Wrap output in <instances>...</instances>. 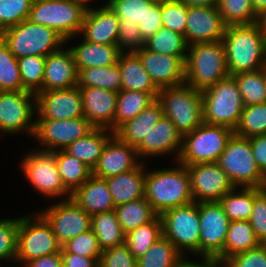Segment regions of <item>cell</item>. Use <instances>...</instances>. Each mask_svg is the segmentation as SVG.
I'll use <instances>...</instances> for the list:
<instances>
[{
    "mask_svg": "<svg viewBox=\"0 0 266 267\" xmlns=\"http://www.w3.org/2000/svg\"><path fill=\"white\" fill-rule=\"evenodd\" d=\"M222 41L229 76L262 69L266 61V33L259 22L227 26Z\"/></svg>",
    "mask_w": 266,
    "mask_h": 267,
    "instance_id": "6da1fadb",
    "label": "cell"
},
{
    "mask_svg": "<svg viewBox=\"0 0 266 267\" xmlns=\"http://www.w3.org/2000/svg\"><path fill=\"white\" fill-rule=\"evenodd\" d=\"M176 163L177 168L146 171L144 197L158 215L194 202L187 168Z\"/></svg>",
    "mask_w": 266,
    "mask_h": 267,
    "instance_id": "7a4b0ae2",
    "label": "cell"
},
{
    "mask_svg": "<svg viewBox=\"0 0 266 267\" xmlns=\"http://www.w3.org/2000/svg\"><path fill=\"white\" fill-rule=\"evenodd\" d=\"M185 83L204 91L229 76L223 41L195 43L188 46Z\"/></svg>",
    "mask_w": 266,
    "mask_h": 267,
    "instance_id": "3957f363",
    "label": "cell"
},
{
    "mask_svg": "<svg viewBox=\"0 0 266 267\" xmlns=\"http://www.w3.org/2000/svg\"><path fill=\"white\" fill-rule=\"evenodd\" d=\"M157 100L168 117L183 135L203 123V94L186 83L159 89Z\"/></svg>",
    "mask_w": 266,
    "mask_h": 267,
    "instance_id": "277c9868",
    "label": "cell"
},
{
    "mask_svg": "<svg viewBox=\"0 0 266 267\" xmlns=\"http://www.w3.org/2000/svg\"><path fill=\"white\" fill-rule=\"evenodd\" d=\"M88 7L79 0H33L28 20L54 29L70 42L79 36Z\"/></svg>",
    "mask_w": 266,
    "mask_h": 267,
    "instance_id": "5b68a950",
    "label": "cell"
},
{
    "mask_svg": "<svg viewBox=\"0 0 266 267\" xmlns=\"http://www.w3.org/2000/svg\"><path fill=\"white\" fill-rule=\"evenodd\" d=\"M0 37L17 59L32 55L47 56L66 42L54 29L28 19L1 31Z\"/></svg>",
    "mask_w": 266,
    "mask_h": 267,
    "instance_id": "8992f818",
    "label": "cell"
},
{
    "mask_svg": "<svg viewBox=\"0 0 266 267\" xmlns=\"http://www.w3.org/2000/svg\"><path fill=\"white\" fill-rule=\"evenodd\" d=\"M216 163L236 188H266V176L256 164L249 138L233 134Z\"/></svg>",
    "mask_w": 266,
    "mask_h": 267,
    "instance_id": "52a82bcc",
    "label": "cell"
},
{
    "mask_svg": "<svg viewBox=\"0 0 266 267\" xmlns=\"http://www.w3.org/2000/svg\"><path fill=\"white\" fill-rule=\"evenodd\" d=\"M233 134L234 130L230 127L202 123L192 132L183 135L177 162L185 166L216 163Z\"/></svg>",
    "mask_w": 266,
    "mask_h": 267,
    "instance_id": "ba28073f",
    "label": "cell"
},
{
    "mask_svg": "<svg viewBox=\"0 0 266 267\" xmlns=\"http://www.w3.org/2000/svg\"><path fill=\"white\" fill-rule=\"evenodd\" d=\"M203 94V123L235 129L243 111V98L232 76L206 88Z\"/></svg>",
    "mask_w": 266,
    "mask_h": 267,
    "instance_id": "9c48e42d",
    "label": "cell"
},
{
    "mask_svg": "<svg viewBox=\"0 0 266 267\" xmlns=\"http://www.w3.org/2000/svg\"><path fill=\"white\" fill-rule=\"evenodd\" d=\"M50 224L38 212L19 218L15 263L26 265L31 260L61 252Z\"/></svg>",
    "mask_w": 266,
    "mask_h": 267,
    "instance_id": "30bf717a",
    "label": "cell"
},
{
    "mask_svg": "<svg viewBox=\"0 0 266 267\" xmlns=\"http://www.w3.org/2000/svg\"><path fill=\"white\" fill-rule=\"evenodd\" d=\"M163 235L184 255H199V203L170 208L160 215ZM185 250V251H184ZM185 252V253H184Z\"/></svg>",
    "mask_w": 266,
    "mask_h": 267,
    "instance_id": "8fae6325",
    "label": "cell"
},
{
    "mask_svg": "<svg viewBox=\"0 0 266 267\" xmlns=\"http://www.w3.org/2000/svg\"><path fill=\"white\" fill-rule=\"evenodd\" d=\"M25 178L38 192L48 197L71 198V193L64 187L58 168L56 157L52 152L32 150L24 157L21 163Z\"/></svg>",
    "mask_w": 266,
    "mask_h": 267,
    "instance_id": "7c38bea8",
    "label": "cell"
},
{
    "mask_svg": "<svg viewBox=\"0 0 266 267\" xmlns=\"http://www.w3.org/2000/svg\"><path fill=\"white\" fill-rule=\"evenodd\" d=\"M36 97L30 91H3L0 94V132L34 135ZM34 120V121H33Z\"/></svg>",
    "mask_w": 266,
    "mask_h": 267,
    "instance_id": "4fadbf2b",
    "label": "cell"
},
{
    "mask_svg": "<svg viewBox=\"0 0 266 267\" xmlns=\"http://www.w3.org/2000/svg\"><path fill=\"white\" fill-rule=\"evenodd\" d=\"M94 128L85 117L68 120L36 119L33 137L44 145L45 149L42 148L40 151L53 152L64 150Z\"/></svg>",
    "mask_w": 266,
    "mask_h": 267,
    "instance_id": "5bb4252c",
    "label": "cell"
},
{
    "mask_svg": "<svg viewBox=\"0 0 266 267\" xmlns=\"http://www.w3.org/2000/svg\"><path fill=\"white\" fill-rule=\"evenodd\" d=\"M230 220L219 202H199V255L215 259L224 248Z\"/></svg>",
    "mask_w": 266,
    "mask_h": 267,
    "instance_id": "9a60e30c",
    "label": "cell"
},
{
    "mask_svg": "<svg viewBox=\"0 0 266 267\" xmlns=\"http://www.w3.org/2000/svg\"><path fill=\"white\" fill-rule=\"evenodd\" d=\"M39 213L50 224L61 246L73 237L91 230V215L68 197Z\"/></svg>",
    "mask_w": 266,
    "mask_h": 267,
    "instance_id": "2e32d148",
    "label": "cell"
},
{
    "mask_svg": "<svg viewBox=\"0 0 266 267\" xmlns=\"http://www.w3.org/2000/svg\"><path fill=\"white\" fill-rule=\"evenodd\" d=\"M186 168L194 202H218L235 188L217 163H198Z\"/></svg>",
    "mask_w": 266,
    "mask_h": 267,
    "instance_id": "e0dca14e",
    "label": "cell"
},
{
    "mask_svg": "<svg viewBox=\"0 0 266 267\" xmlns=\"http://www.w3.org/2000/svg\"><path fill=\"white\" fill-rule=\"evenodd\" d=\"M35 97L36 119L68 120L84 117L82 95L77 86L38 92Z\"/></svg>",
    "mask_w": 266,
    "mask_h": 267,
    "instance_id": "ac0fdd59",
    "label": "cell"
},
{
    "mask_svg": "<svg viewBox=\"0 0 266 267\" xmlns=\"http://www.w3.org/2000/svg\"><path fill=\"white\" fill-rule=\"evenodd\" d=\"M135 53L158 89L185 83L186 56L159 54L151 52L145 47L138 49Z\"/></svg>",
    "mask_w": 266,
    "mask_h": 267,
    "instance_id": "d6986e66",
    "label": "cell"
},
{
    "mask_svg": "<svg viewBox=\"0 0 266 267\" xmlns=\"http://www.w3.org/2000/svg\"><path fill=\"white\" fill-rule=\"evenodd\" d=\"M227 25L217 7H188L185 40L195 43L222 41Z\"/></svg>",
    "mask_w": 266,
    "mask_h": 267,
    "instance_id": "ffe728a7",
    "label": "cell"
},
{
    "mask_svg": "<svg viewBox=\"0 0 266 267\" xmlns=\"http://www.w3.org/2000/svg\"><path fill=\"white\" fill-rule=\"evenodd\" d=\"M135 147L121 141L115 134L107 141L92 175L109 178L137 168L140 162Z\"/></svg>",
    "mask_w": 266,
    "mask_h": 267,
    "instance_id": "44dd1931",
    "label": "cell"
},
{
    "mask_svg": "<svg viewBox=\"0 0 266 267\" xmlns=\"http://www.w3.org/2000/svg\"><path fill=\"white\" fill-rule=\"evenodd\" d=\"M82 95L84 117L95 127L114 132L118 93L98 87L79 88Z\"/></svg>",
    "mask_w": 266,
    "mask_h": 267,
    "instance_id": "7402d4cb",
    "label": "cell"
},
{
    "mask_svg": "<svg viewBox=\"0 0 266 267\" xmlns=\"http://www.w3.org/2000/svg\"><path fill=\"white\" fill-rule=\"evenodd\" d=\"M182 140L183 136L177 127L168 117L163 116L136 147L138 157L141 159L175 153L177 161L182 148Z\"/></svg>",
    "mask_w": 266,
    "mask_h": 267,
    "instance_id": "603a6c76",
    "label": "cell"
},
{
    "mask_svg": "<svg viewBox=\"0 0 266 267\" xmlns=\"http://www.w3.org/2000/svg\"><path fill=\"white\" fill-rule=\"evenodd\" d=\"M119 18L107 5L98 9L87 8L79 35L98 44L118 45Z\"/></svg>",
    "mask_w": 266,
    "mask_h": 267,
    "instance_id": "cb8c5ba5",
    "label": "cell"
},
{
    "mask_svg": "<svg viewBox=\"0 0 266 267\" xmlns=\"http://www.w3.org/2000/svg\"><path fill=\"white\" fill-rule=\"evenodd\" d=\"M77 82L78 70L70 47H61L46 56L43 91L73 88Z\"/></svg>",
    "mask_w": 266,
    "mask_h": 267,
    "instance_id": "d4e9b609",
    "label": "cell"
},
{
    "mask_svg": "<svg viewBox=\"0 0 266 267\" xmlns=\"http://www.w3.org/2000/svg\"><path fill=\"white\" fill-rule=\"evenodd\" d=\"M71 199L89 215L115 208L106 179L93 175L71 194Z\"/></svg>",
    "mask_w": 266,
    "mask_h": 267,
    "instance_id": "484cf974",
    "label": "cell"
},
{
    "mask_svg": "<svg viewBox=\"0 0 266 267\" xmlns=\"http://www.w3.org/2000/svg\"><path fill=\"white\" fill-rule=\"evenodd\" d=\"M118 66L121 73V90L146 92L157 99L159 89L143 68L142 62L135 52H122Z\"/></svg>",
    "mask_w": 266,
    "mask_h": 267,
    "instance_id": "4316f807",
    "label": "cell"
},
{
    "mask_svg": "<svg viewBox=\"0 0 266 267\" xmlns=\"http://www.w3.org/2000/svg\"><path fill=\"white\" fill-rule=\"evenodd\" d=\"M162 117V106L155 99L138 116L122 124L114 134L121 141L136 148Z\"/></svg>",
    "mask_w": 266,
    "mask_h": 267,
    "instance_id": "83f0119b",
    "label": "cell"
},
{
    "mask_svg": "<svg viewBox=\"0 0 266 267\" xmlns=\"http://www.w3.org/2000/svg\"><path fill=\"white\" fill-rule=\"evenodd\" d=\"M143 163L131 171L106 178L115 207L144 197L146 170Z\"/></svg>",
    "mask_w": 266,
    "mask_h": 267,
    "instance_id": "f1b7e54d",
    "label": "cell"
},
{
    "mask_svg": "<svg viewBox=\"0 0 266 267\" xmlns=\"http://www.w3.org/2000/svg\"><path fill=\"white\" fill-rule=\"evenodd\" d=\"M77 70L105 67L118 64L122 51L117 45L93 43L83 39L82 43L70 48Z\"/></svg>",
    "mask_w": 266,
    "mask_h": 267,
    "instance_id": "f546056e",
    "label": "cell"
},
{
    "mask_svg": "<svg viewBox=\"0 0 266 267\" xmlns=\"http://www.w3.org/2000/svg\"><path fill=\"white\" fill-rule=\"evenodd\" d=\"M113 135L114 132L110 129L94 128L85 137L79 138L68 145L64 151L93 169L107 141Z\"/></svg>",
    "mask_w": 266,
    "mask_h": 267,
    "instance_id": "4dcf8cb0",
    "label": "cell"
},
{
    "mask_svg": "<svg viewBox=\"0 0 266 267\" xmlns=\"http://www.w3.org/2000/svg\"><path fill=\"white\" fill-rule=\"evenodd\" d=\"M249 220L231 221L224 242L223 251L215 258L224 262L228 258L254 249L260 245Z\"/></svg>",
    "mask_w": 266,
    "mask_h": 267,
    "instance_id": "1f68e13d",
    "label": "cell"
},
{
    "mask_svg": "<svg viewBox=\"0 0 266 267\" xmlns=\"http://www.w3.org/2000/svg\"><path fill=\"white\" fill-rule=\"evenodd\" d=\"M91 230L102 251L125 243V233L114 210L91 215Z\"/></svg>",
    "mask_w": 266,
    "mask_h": 267,
    "instance_id": "d6a6232c",
    "label": "cell"
},
{
    "mask_svg": "<svg viewBox=\"0 0 266 267\" xmlns=\"http://www.w3.org/2000/svg\"><path fill=\"white\" fill-rule=\"evenodd\" d=\"M164 235L136 260L137 267H180L186 259Z\"/></svg>",
    "mask_w": 266,
    "mask_h": 267,
    "instance_id": "836d02e7",
    "label": "cell"
},
{
    "mask_svg": "<svg viewBox=\"0 0 266 267\" xmlns=\"http://www.w3.org/2000/svg\"><path fill=\"white\" fill-rule=\"evenodd\" d=\"M52 153L56 157L62 183L71 194L92 176V169L89 166L64 150H56Z\"/></svg>",
    "mask_w": 266,
    "mask_h": 267,
    "instance_id": "e575fe53",
    "label": "cell"
},
{
    "mask_svg": "<svg viewBox=\"0 0 266 267\" xmlns=\"http://www.w3.org/2000/svg\"><path fill=\"white\" fill-rule=\"evenodd\" d=\"M114 211L125 234L152 221L158 215L145 197L116 206Z\"/></svg>",
    "mask_w": 266,
    "mask_h": 267,
    "instance_id": "d590c367",
    "label": "cell"
},
{
    "mask_svg": "<svg viewBox=\"0 0 266 267\" xmlns=\"http://www.w3.org/2000/svg\"><path fill=\"white\" fill-rule=\"evenodd\" d=\"M155 99L146 92L120 90L114 116V132L124 123L138 116Z\"/></svg>",
    "mask_w": 266,
    "mask_h": 267,
    "instance_id": "8d00e7d4",
    "label": "cell"
},
{
    "mask_svg": "<svg viewBox=\"0 0 266 267\" xmlns=\"http://www.w3.org/2000/svg\"><path fill=\"white\" fill-rule=\"evenodd\" d=\"M77 87H98L118 93L121 90V73L118 64L79 70Z\"/></svg>",
    "mask_w": 266,
    "mask_h": 267,
    "instance_id": "74e56055",
    "label": "cell"
},
{
    "mask_svg": "<svg viewBox=\"0 0 266 267\" xmlns=\"http://www.w3.org/2000/svg\"><path fill=\"white\" fill-rule=\"evenodd\" d=\"M162 236V221L157 215L152 221L126 233L124 244L137 260Z\"/></svg>",
    "mask_w": 266,
    "mask_h": 267,
    "instance_id": "f35d334b",
    "label": "cell"
},
{
    "mask_svg": "<svg viewBox=\"0 0 266 267\" xmlns=\"http://www.w3.org/2000/svg\"><path fill=\"white\" fill-rule=\"evenodd\" d=\"M237 189L235 187L227 192L218 202L230 221L249 220L254 204V188Z\"/></svg>",
    "mask_w": 266,
    "mask_h": 267,
    "instance_id": "ab89813d",
    "label": "cell"
},
{
    "mask_svg": "<svg viewBox=\"0 0 266 267\" xmlns=\"http://www.w3.org/2000/svg\"><path fill=\"white\" fill-rule=\"evenodd\" d=\"M144 47L151 52L170 56H186L188 51L185 36L164 26L145 41Z\"/></svg>",
    "mask_w": 266,
    "mask_h": 267,
    "instance_id": "60d3db41",
    "label": "cell"
},
{
    "mask_svg": "<svg viewBox=\"0 0 266 267\" xmlns=\"http://www.w3.org/2000/svg\"><path fill=\"white\" fill-rule=\"evenodd\" d=\"M232 77L236 80L244 106L266 102V78L262 69Z\"/></svg>",
    "mask_w": 266,
    "mask_h": 267,
    "instance_id": "b9f144b4",
    "label": "cell"
},
{
    "mask_svg": "<svg viewBox=\"0 0 266 267\" xmlns=\"http://www.w3.org/2000/svg\"><path fill=\"white\" fill-rule=\"evenodd\" d=\"M234 134L244 138L266 134V102L244 106Z\"/></svg>",
    "mask_w": 266,
    "mask_h": 267,
    "instance_id": "7bdbcfd3",
    "label": "cell"
},
{
    "mask_svg": "<svg viewBox=\"0 0 266 267\" xmlns=\"http://www.w3.org/2000/svg\"><path fill=\"white\" fill-rule=\"evenodd\" d=\"M217 8L227 26L251 24L259 20L252 0H219Z\"/></svg>",
    "mask_w": 266,
    "mask_h": 267,
    "instance_id": "ee69618b",
    "label": "cell"
},
{
    "mask_svg": "<svg viewBox=\"0 0 266 267\" xmlns=\"http://www.w3.org/2000/svg\"><path fill=\"white\" fill-rule=\"evenodd\" d=\"M0 88L2 91H26L20 77L18 59L0 37Z\"/></svg>",
    "mask_w": 266,
    "mask_h": 267,
    "instance_id": "f6af8a7d",
    "label": "cell"
},
{
    "mask_svg": "<svg viewBox=\"0 0 266 267\" xmlns=\"http://www.w3.org/2000/svg\"><path fill=\"white\" fill-rule=\"evenodd\" d=\"M46 56H26L18 58L23 88L34 94L43 92V76Z\"/></svg>",
    "mask_w": 266,
    "mask_h": 267,
    "instance_id": "bcb514c9",
    "label": "cell"
},
{
    "mask_svg": "<svg viewBox=\"0 0 266 267\" xmlns=\"http://www.w3.org/2000/svg\"><path fill=\"white\" fill-rule=\"evenodd\" d=\"M154 2L152 0H108L107 5L119 18V23L138 24Z\"/></svg>",
    "mask_w": 266,
    "mask_h": 267,
    "instance_id": "7dc6e473",
    "label": "cell"
},
{
    "mask_svg": "<svg viewBox=\"0 0 266 267\" xmlns=\"http://www.w3.org/2000/svg\"><path fill=\"white\" fill-rule=\"evenodd\" d=\"M33 0H0V32L28 19Z\"/></svg>",
    "mask_w": 266,
    "mask_h": 267,
    "instance_id": "c3c4849f",
    "label": "cell"
},
{
    "mask_svg": "<svg viewBox=\"0 0 266 267\" xmlns=\"http://www.w3.org/2000/svg\"><path fill=\"white\" fill-rule=\"evenodd\" d=\"M188 6L180 0L161 3L162 25L185 36Z\"/></svg>",
    "mask_w": 266,
    "mask_h": 267,
    "instance_id": "681fc988",
    "label": "cell"
},
{
    "mask_svg": "<svg viewBox=\"0 0 266 267\" xmlns=\"http://www.w3.org/2000/svg\"><path fill=\"white\" fill-rule=\"evenodd\" d=\"M19 218L0 219V260L15 263Z\"/></svg>",
    "mask_w": 266,
    "mask_h": 267,
    "instance_id": "f907efd6",
    "label": "cell"
},
{
    "mask_svg": "<svg viewBox=\"0 0 266 267\" xmlns=\"http://www.w3.org/2000/svg\"><path fill=\"white\" fill-rule=\"evenodd\" d=\"M249 222L256 238L266 244V188H254V204Z\"/></svg>",
    "mask_w": 266,
    "mask_h": 267,
    "instance_id": "816d5d0a",
    "label": "cell"
},
{
    "mask_svg": "<svg viewBox=\"0 0 266 267\" xmlns=\"http://www.w3.org/2000/svg\"><path fill=\"white\" fill-rule=\"evenodd\" d=\"M62 247L68 253L84 257H101L102 254L97 237L92 230L73 237Z\"/></svg>",
    "mask_w": 266,
    "mask_h": 267,
    "instance_id": "f5cc1de1",
    "label": "cell"
},
{
    "mask_svg": "<svg viewBox=\"0 0 266 267\" xmlns=\"http://www.w3.org/2000/svg\"><path fill=\"white\" fill-rule=\"evenodd\" d=\"M99 267H137L129 248L122 244L102 251Z\"/></svg>",
    "mask_w": 266,
    "mask_h": 267,
    "instance_id": "db71d44e",
    "label": "cell"
},
{
    "mask_svg": "<svg viewBox=\"0 0 266 267\" xmlns=\"http://www.w3.org/2000/svg\"><path fill=\"white\" fill-rule=\"evenodd\" d=\"M224 267H266V244L236 254L223 262Z\"/></svg>",
    "mask_w": 266,
    "mask_h": 267,
    "instance_id": "11a10c76",
    "label": "cell"
},
{
    "mask_svg": "<svg viewBox=\"0 0 266 267\" xmlns=\"http://www.w3.org/2000/svg\"><path fill=\"white\" fill-rule=\"evenodd\" d=\"M117 46L122 52H135L145 46L138 24L119 23Z\"/></svg>",
    "mask_w": 266,
    "mask_h": 267,
    "instance_id": "9f6ffc18",
    "label": "cell"
},
{
    "mask_svg": "<svg viewBox=\"0 0 266 267\" xmlns=\"http://www.w3.org/2000/svg\"><path fill=\"white\" fill-rule=\"evenodd\" d=\"M162 26L161 3L154 2L146 9L145 16L138 23L144 41L154 35Z\"/></svg>",
    "mask_w": 266,
    "mask_h": 267,
    "instance_id": "6f0895ef",
    "label": "cell"
},
{
    "mask_svg": "<svg viewBox=\"0 0 266 267\" xmlns=\"http://www.w3.org/2000/svg\"><path fill=\"white\" fill-rule=\"evenodd\" d=\"M249 142L256 164L266 176V134L249 137Z\"/></svg>",
    "mask_w": 266,
    "mask_h": 267,
    "instance_id": "680465c9",
    "label": "cell"
},
{
    "mask_svg": "<svg viewBox=\"0 0 266 267\" xmlns=\"http://www.w3.org/2000/svg\"><path fill=\"white\" fill-rule=\"evenodd\" d=\"M62 267H99L101 257H84L61 248Z\"/></svg>",
    "mask_w": 266,
    "mask_h": 267,
    "instance_id": "91938a15",
    "label": "cell"
},
{
    "mask_svg": "<svg viewBox=\"0 0 266 267\" xmlns=\"http://www.w3.org/2000/svg\"><path fill=\"white\" fill-rule=\"evenodd\" d=\"M26 267H62L61 252L42 256L28 262Z\"/></svg>",
    "mask_w": 266,
    "mask_h": 267,
    "instance_id": "94428289",
    "label": "cell"
},
{
    "mask_svg": "<svg viewBox=\"0 0 266 267\" xmlns=\"http://www.w3.org/2000/svg\"><path fill=\"white\" fill-rule=\"evenodd\" d=\"M224 267L223 263L218 261L217 259H205L202 258L201 262L196 261H189L188 257L187 260L185 259L180 267Z\"/></svg>",
    "mask_w": 266,
    "mask_h": 267,
    "instance_id": "6125c7cd",
    "label": "cell"
},
{
    "mask_svg": "<svg viewBox=\"0 0 266 267\" xmlns=\"http://www.w3.org/2000/svg\"><path fill=\"white\" fill-rule=\"evenodd\" d=\"M188 7L203 6V7H217L219 0H180Z\"/></svg>",
    "mask_w": 266,
    "mask_h": 267,
    "instance_id": "be15d7a7",
    "label": "cell"
},
{
    "mask_svg": "<svg viewBox=\"0 0 266 267\" xmlns=\"http://www.w3.org/2000/svg\"><path fill=\"white\" fill-rule=\"evenodd\" d=\"M252 5L258 16L266 11V0H252Z\"/></svg>",
    "mask_w": 266,
    "mask_h": 267,
    "instance_id": "e7e4bbea",
    "label": "cell"
},
{
    "mask_svg": "<svg viewBox=\"0 0 266 267\" xmlns=\"http://www.w3.org/2000/svg\"><path fill=\"white\" fill-rule=\"evenodd\" d=\"M258 22L266 33V11L262 15L259 16Z\"/></svg>",
    "mask_w": 266,
    "mask_h": 267,
    "instance_id": "03108f58",
    "label": "cell"
},
{
    "mask_svg": "<svg viewBox=\"0 0 266 267\" xmlns=\"http://www.w3.org/2000/svg\"><path fill=\"white\" fill-rule=\"evenodd\" d=\"M262 71H263V73L265 75V78H266V61H265V64L263 65V67H262Z\"/></svg>",
    "mask_w": 266,
    "mask_h": 267,
    "instance_id": "003e7915",
    "label": "cell"
},
{
    "mask_svg": "<svg viewBox=\"0 0 266 267\" xmlns=\"http://www.w3.org/2000/svg\"><path fill=\"white\" fill-rule=\"evenodd\" d=\"M153 2H158V3H163V2H167V1H171V0H152Z\"/></svg>",
    "mask_w": 266,
    "mask_h": 267,
    "instance_id": "a7ac6f4b",
    "label": "cell"
},
{
    "mask_svg": "<svg viewBox=\"0 0 266 267\" xmlns=\"http://www.w3.org/2000/svg\"><path fill=\"white\" fill-rule=\"evenodd\" d=\"M79 1H82V2L85 3L87 6H89L88 3H90L92 0H79Z\"/></svg>",
    "mask_w": 266,
    "mask_h": 267,
    "instance_id": "89a4df30",
    "label": "cell"
}]
</instances>
